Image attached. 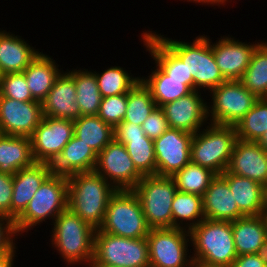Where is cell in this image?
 <instances>
[{
	"mask_svg": "<svg viewBox=\"0 0 267 267\" xmlns=\"http://www.w3.org/2000/svg\"><path fill=\"white\" fill-rule=\"evenodd\" d=\"M87 265L88 266H86V267H112V266H107V265L98 263V262L94 261L93 259Z\"/></svg>",
	"mask_w": 267,
	"mask_h": 267,
	"instance_id": "cell-49",
	"label": "cell"
},
{
	"mask_svg": "<svg viewBox=\"0 0 267 267\" xmlns=\"http://www.w3.org/2000/svg\"><path fill=\"white\" fill-rule=\"evenodd\" d=\"M50 232L52 248L58 252L65 264L86 266L94 253L96 230L69 208L62 211L53 221Z\"/></svg>",
	"mask_w": 267,
	"mask_h": 267,
	"instance_id": "cell-3",
	"label": "cell"
},
{
	"mask_svg": "<svg viewBox=\"0 0 267 267\" xmlns=\"http://www.w3.org/2000/svg\"><path fill=\"white\" fill-rule=\"evenodd\" d=\"M262 215L267 218V184L262 187Z\"/></svg>",
	"mask_w": 267,
	"mask_h": 267,
	"instance_id": "cell-46",
	"label": "cell"
},
{
	"mask_svg": "<svg viewBox=\"0 0 267 267\" xmlns=\"http://www.w3.org/2000/svg\"><path fill=\"white\" fill-rule=\"evenodd\" d=\"M226 171L267 184V152L257 142L237 139Z\"/></svg>",
	"mask_w": 267,
	"mask_h": 267,
	"instance_id": "cell-19",
	"label": "cell"
},
{
	"mask_svg": "<svg viewBox=\"0 0 267 267\" xmlns=\"http://www.w3.org/2000/svg\"><path fill=\"white\" fill-rule=\"evenodd\" d=\"M189 232L194 266L230 267L237 258L232 222L204 219Z\"/></svg>",
	"mask_w": 267,
	"mask_h": 267,
	"instance_id": "cell-2",
	"label": "cell"
},
{
	"mask_svg": "<svg viewBox=\"0 0 267 267\" xmlns=\"http://www.w3.org/2000/svg\"><path fill=\"white\" fill-rule=\"evenodd\" d=\"M44 116L76 120L81 117L80 107L76 102V87L72 70H64L57 77L52 89L41 102Z\"/></svg>",
	"mask_w": 267,
	"mask_h": 267,
	"instance_id": "cell-20",
	"label": "cell"
},
{
	"mask_svg": "<svg viewBox=\"0 0 267 267\" xmlns=\"http://www.w3.org/2000/svg\"><path fill=\"white\" fill-rule=\"evenodd\" d=\"M156 35L186 64L193 78L194 90L210 92L227 81L217 66L209 36L203 34L196 36L193 42H185L161 33Z\"/></svg>",
	"mask_w": 267,
	"mask_h": 267,
	"instance_id": "cell-4",
	"label": "cell"
},
{
	"mask_svg": "<svg viewBox=\"0 0 267 267\" xmlns=\"http://www.w3.org/2000/svg\"><path fill=\"white\" fill-rule=\"evenodd\" d=\"M204 219L202 196L177 191L172 203V228L190 231Z\"/></svg>",
	"mask_w": 267,
	"mask_h": 267,
	"instance_id": "cell-32",
	"label": "cell"
},
{
	"mask_svg": "<svg viewBox=\"0 0 267 267\" xmlns=\"http://www.w3.org/2000/svg\"><path fill=\"white\" fill-rule=\"evenodd\" d=\"M13 176L0 172V215L11 219Z\"/></svg>",
	"mask_w": 267,
	"mask_h": 267,
	"instance_id": "cell-43",
	"label": "cell"
},
{
	"mask_svg": "<svg viewBox=\"0 0 267 267\" xmlns=\"http://www.w3.org/2000/svg\"><path fill=\"white\" fill-rule=\"evenodd\" d=\"M73 136V120L43 115L30 137L34 160L52 164Z\"/></svg>",
	"mask_w": 267,
	"mask_h": 267,
	"instance_id": "cell-12",
	"label": "cell"
},
{
	"mask_svg": "<svg viewBox=\"0 0 267 267\" xmlns=\"http://www.w3.org/2000/svg\"><path fill=\"white\" fill-rule=\"evenodd\" d=\"M54 58L44 54L43 51L22 72L26 78L32 97L42 102L52 89L57 77L63 70L59 69Z\"/></svg>",
	"mask_w": 267,
	"mask_h": 267,
	"instance_id": "cell-27",
	"label": "cell"
},
{
	"mask_svg": "<svg viewBox=\"0 0 267 267\" xmlns=\"http://www.w3.org/2000/svg\"><path fill=\"white\" fill-rule=\"evenodd\" d=\"M82 69H73L76 102L80 107L82 116L98 115L102 96L98 89L95 74L91 70Z\"/></svg>",
	"mask_w": 267,
	"mask_h": 267,
	"instance_id": "cell-33",
	"label": "cell"
},
{
	"mask_svg": "<svg viewBox=\"0 0 267 267\" xmlns=\"http://www.w3.org/2000/svg\"><path fill=\"white\" fill-rule=\"evenodd\" d=\"M1 29V28H0ZM40 51L22 36L0 30V74L22 73Z\"/></svg>",
	"mask_w": 267,
	"mask_h": 267,
	"instance_id": "cell-24",
	"label": "cell"
},
{
	"mask_svg": "<svg viewBox=\"0 0 267 267\" xmlns=\"http://www.w3.org/2000/svg\"><path fill=\"white\" fill-rule=\"evenodd\" d=\"M114 139L125 145L136 169L143 176L157 175L154 141L145 135L141 125L119 123L114 128Z\"/></svg>",
	"mask_w": 267,
	"mask_h": 267,
	"instance_id": "cell-17",
	"label": "cell"
},
{
	"mask_svg": "<svg viewBox=\"0 0 267 267\" xmlns=\"http://www.w3.org/2000/svg\"><path fill=\"white\" fill-rule=\"evenodd\" d=\"M194 90L188 95L161 106L170 128L195 134L209 122L207 118V99Z\"/></svg>",
	"mask_w": 267,
	"mask_h": 267,
	"instance_id": "cell-16",
	"label": "cell"
},
{
	"mask_svg": "<svg viewBox=\"0 0 267 267\" xmlns=\"http://www.w3.org/2000/svg\"><path fill=\"white\" fill-rule=\"evenodd\" d=\"M42 117L41 102H23L0 95V129L3 135L30 138Z\"/></svg>",
	"mask_w": 267,
	"mask_h": 267,
	"instance_id": "cell-15",
	"label": "cell"
},
{
	"mask_svg": "<svg viewBox=\"0 0 267 267\" xmlns=\"http://www.w3.org/2000/svg\"><path fill=\"white\" fill-rule=\"evenodd\" d=\"M216 175L211 169L190 161L183 169L176 172L172 178L175 181L177 191L203 196Z\"/></svg>",
	"mask_w": 267,
	"mask_h": 267,
	"instance_id": "cell-36",
	"label": "cell"
},
{
	"mask_svg": "<svg viewBox=\"0 0 267 267\" xmlns=\"http://www.w3.org/2000/svg\"><path fill=\"white\" fill-rule=\"evenodd\" d=\"M31 140L28 137L0 135V172L14 175L33 165Z\"/></svg>",
	"mask_w": 267,
	"mask_h": 267,
	"instance_id": "cell-28",
	"label": "cell"
},
{
	"mask_svg": "<svg viewBox=\"0 0 267 267\" xmlns=\"http://www.w3.org/2000/svg\"><path fill=\"white\" fill-rule=\"evenodd\" d=\"M68 208V178L51 174L34 194L25 210L14 221L18 236L52 219Z\"/></svg>",
	"mask_w": 267,
	"mask_h": 267,
	"instance_id": "cell-5",
	"label": "cell"
},
{
	"mask_svg": "<svg viewBox=\"0 0 267 267\" xmlns=\"http://www.w3.org/2000/svg\"><path fill=\"white\" fill-rule=\"evenodd\" d=\"M194 134L169 128L154 140L157 175L172 177L191 161Z\"/></svg>",
	"mask_w": 267,
	"mask_h": 267,
	"instance_id": "cell-14",
	"label": "cell"
},
{
	"mask_svg": "<svg viewBox=\"0 0 267 267\" xmlns=\"http://www.w3.org/2000/svg\"><path fill=\"white\" fill-rule=\"evenodd\" d=\"M0 95L19 101H36L28 88L23 73H6L1 75Z\"/></svg>",
	"mask_w": 267,
	"mask_h": 267,
	"instance_id": "cell-39",
	"label": "cell"
},
{
	"mask_svg": "<svg viewBox=\"0 0 267 267\" xmlns=\"http://www.w3.org/2000/svg\"><path fill=\"white\" fill-rule=\"evenodd\" d=\"M236 141L234 126L208 123L192 138L191 162L222 174L228 167Z\"/></svg>",
	"mask_w": 267,
	"mask_h": 267,
	"instance_id": "cell-7",
	"label": "cell"
},
{
	"mask_svg": "<svg viewBox=\"0 0 267 267\" xmlns=\"http://www.w3.org/2000/svg\"><path fill=\"white\" fill-rule=\"evenodd\" d=\"M250 92L260 98H267V42L257 46L250 63L239 80Z\"/></svg>",
	"mask_w": 267,
	"mask_h": 267,
	"instance_id": "cell-34",
	"label": "cell"
},
{
	"mask_svg": "<svg viewBox=\"0 0 267 267\" xmlns=\"http://www.w3.org/2000/svg\"><path fill=\"white\" fill-rule=\"evenodd\" d=\"M221 175L228 182L234 201L244 216L262 215V184L227 171Z\"/></svg>",
	"mask_w": 267,
	"mask_h": 267,
	"instance_id": "cell-29",
	"label": "cell"
},
{
	"mask_svg": "<svg viewBox=\"0 0 267 267\" xmlns=\"http://www.w3.org/2000/svg\"><path fill=\"white\" fill-rule=\"evenodd\" d=\"M93 260L112 267H150L147 240L115 236L98 229Z\"/></svg>",
	"mask_w": 267,
	"mask_h": 267,
	"instance_id": "cell-10",
	"label": "cell"
},
{
	"mask_svg": "<svg viewBox=\"0 0 267 267\" xmlns=\"http://www.w3.org/2000/svg\"><path fill=\"white\" fill-rule=\"evenodd\" d=\"M98 154L92 147L73 136L51 164L53 174L71 175L77 172L94 171Z\"/></svg>",
	"mask_w": 267,
	"mask_h": 267,
	"instance_id": "cell-26",
	"label": "cell"
},
{
	"mask_svg": "<svg viewBox=\"0 0 267 267\" xmlns=\"http://www.w3.org/2000/svg\"><path fill=\"white\" fill-rule=\"evenodd\" d=\"M257 143L267 152V130L266 132L259 138Z\"/></svg>",
	"mask_w": 267,
	"mask_h": 267,
	"instance_id": "cell-48",
	"label": "cell"
},
{
	"mask_svg": "<svg viewBox=\"0 0 267 267\" xmlns=\"http://www.w3.org/2000/svg\"><path fill=\"white\" fill-rule=\"evenodd\" d=\"M125 68L120 66H110L102 72H94L99 92L102 98L128 93L140 80V76H132Z\"/></svg>",
	"mask_w": 267,
	"mask_h": 267,
	"instance_id": "cell-35",
	"label": "cell"
},
{
	"mask_svg": "<svg viewBox=\"0 0 267 267\" xmlns=\"http://www.w3.org/2000/svg\"><path fill=\"white\" fill-rule=\"evenodd\" d=\"M157 107L149 89L141 80L127 93V109L122 122L143 124L144 120Z\"/></svg>",
	"mask_w": 267,
	"mask_h": 267,
	"instance_id": "cell-38",
	"label": "cell"
},
{
	"mask_svg": "<svg viewBox=\"0 0 267 267\" xmlns=\"http://www.w3.org/2000/svg\"><path fill=\"white\" fill-rule=\"evenodd\" d=\"M208 96L212 98L207 102L208 122L227 126H235L259 99L239 80L221 83Z\"/></svg>",
	"mask_w": 267,
	"mask_h": 267,
	"instance_id": "cell-9",
	"label": "cell"
},
{
	"mask_svg": "<svg viewBox=\"0 0 267 267\" xmlns=\"http://www.w3.org/2000/svg\"><path fill=\"white\" fill-rule=\"evenodd\" d=\"M169 128L168 121L161 107H156L142 124L145 135L153 141Z\"/></svg>",
	"mask_w": 267,
	"mask_h": 267,
	"instance_id": "cell-41",
	"label": "cell"
},
{
	"mask_svg": "<svg viewBox=\"0 0 267 267\" xmlns=\"http://www.w3.org/2000/svg\"><path fill=\"white\" fill-rule=\"evenodd\" d=\"M230 267H267V255L266 253L239 255Z\"/></svg>",
	"mask_w": 267,
	"mask_h": 267,
	"instance_id": "cell-44",
	"label": "cell"
},
{
	"mask_svg": "<svg viewBox=\"0 0 267 267\" xmlns=\"http://www.w3.org/2000/svg\"><path fill=\"white\" fill-rule=\"evenodd\" d=\"M237 139L257 142L267 130V98H260L235 124Z\"/></svg>",
	"mask_w": 267,
	"mask_h": 267,
	"instance_id": "cell-37",
	"label": "cell"
},
{
	"mask_svg": "<svg viewBox=\"0 0 267 267\" xmlns=\"http://www.w3.org/2000/svg\"><path fill=\"white\" fill-rule=\"evenodd\" d=\"M141 41L157 65L166 75L176 80H187V86L194 91L192 75L186 64L156 35L155 31H143Z\"/></svg>",
	"mask_w": 267,
	"mask_h": 267,
	"instance_id": "cell-25",
	"label": "cell"
},
{
	"mask_svg": "<svg viewBox=\"0 0 267 267\" xmlns=\"http://www.w3.org/2000/svg\"><path fill=\"white\" fill-rule=\"evenodd\" d=\"M154 67L150 75L148 74L147 77H140V80L149 89L157 107L180 99L192 92L187 86V80L172 79L157 65Z\"/></svg>",
	"mask_w": 267,
	"mask_h": 267,
	"instance_id": "cell-30",
	"label": "cell"
},
{
	"mask_svg": "<svg viewBox=\"0 0 267 267\" xmlns=\"http://www.w3.org/2000/svg\"><path fill=\"white\" fill-rule=\"evenodd\" d=\"M262 41L242 42L231 36H223L212 42L211 47L217 66L226 80H240L247 69L253 52Z\"/></svg>",
	"mask_w": 267,
	"mask_h": 267,
	"instance_id": "cell-18",
	"label": "cell"
},
{
	"mask_svg": "<svg viewBox=\"0 0 267 267\" xmlns=\"http://www.w3.org/2000/svg\"><path fill=\"white\" fill-rule=\"evenodd\" d=\"M205 219L233 222L244 215L239 211L228 182L217 174L202 196Z\"/></svg>",
	"mask_w": 267,
	"mask_h": 267,
	"instance_id": "cell-22",
	"label": "cell"
},
{
	"mask_svg": "<svg viewBox=\"0 0 267 267\" xmlns=\"http://www.w3.org/2000/svg\"><path fill=\"white\" fill-rule=\"evenodd\" d=\"M68 178V208L95 230L100 229L107 204L117 189L95 170Z\"/></svg>",
	"mask_w": 267,
	"mask_h": 267,
	"instance_id": "cell-1",
	"label": "cell"
},
{
	"mask_svg": "<svg viewBox=\"0 0 267 267\" xmlns=\"http://www.w3.org/2000/svg\"><path fill=\"white\" fill-rule=\"evenodd\" d=\"M182 1V0H181ZM187 2H195L196 3H200L201 5L203 4L205 6L206 5H210V6H219L220 7V0H184Z\"/></svg>",
	"mask_w": 267,
	"mask_h": 267,
	"instance_id": "cell-47",
	"label": "cell"
},
{
	"mask_svg": "<svg viewBox=\"0 0 267 267\" xmlns=\"http://www.w3.org/2000/svg\"><path fill=\"white\" fill-rule=\"evenodd\" d=\"M51 174V164L35 162L13 175L11 200V219L13 221L25 210L34 194Z\"/></svg>",
	"mask_w": 267,
	"mask_h": 267,
	"instance_id": "cell-21",
	"label": "cell"
},
{
	"mask_svg": "<svg viewBox=\"0 0 267 267\" xmlns=\"http://www.w3.org/2000/svg\"><path fill=\"white\" fill-rule=\"evenodd\" d=\"M17 236L14 221L0 215V254L6 253L17 246L15 243L17 242L16 238L18 239Z\"/></svg>",
	"mask_w": 267,
	"mask_h": 267,
	"instance_id": "cell-42",
	"label": "cell"
},
{
	"mask_svg": "<svg viewBox=\"0 0 267 267\" xmlns=\"http://www.w3.org/2000/svg\"><path fill=\"white\" fill-rule=\"evenodd\" d=\"M74 136L99 154L114 139V128L98 115L81 116L73 121Z\"/></svg>",
	"mask_w": 267,
	"mask_h": 267,
	"instance_id": "cell-31",
	"label": "cell"
},
{
	"mask_svg": "<svg viewBox=\"0 0 267 267\" xmlns=\"http://www.w3.org/2000/svg\"><path fill=\"white\" fill-rule=\"evenodd\" d=\"M127 93L104 97L101 100L98 116L108 125L115 128L125 117Z\"/></svg>",
	"mask_w": 267,
	"mask_h": 267,
	"instance_id": "cell-40",
	"label": "cell"
},
{
	"mask_svg": "<svg viewBox=\"0 0 267 267\" xmlns=\"http://www.w3.org/2000/svg\"><path fill=\"white\" fill-rule=\"evenodd\" d=\"M16 246L3 254H0V267H14V259H16L15 257H18L16 254Z\"/></svg>",
	"mask_w": 267,
	"mask_h": 267,
	"instance_id": "cell-45",
	"label": "cell"
},
{
	"mask_svg": "<svg viewBox=\"0 0 267 267\" xmlns=\"http://www.w3.org/2000/svg\"><path fill=\"white\" fill-rule=\"evenodd\" d=\"M232 232L237 256L266 253L267 218L243 216L232 222Z\"/></svg>",
	"mask_w": 267,
	"mask_h": 267,
	"instance_id": "cell-23",
	"label": "cell"
},
{
	"mask_svg": "<svg viewBox=\"0 0 267 267\" xmlns=\"http://www.w3.org/2000/svg\"><path fill=\"white\" fill-rule=\"evenodd\" d=\"M230 2L229 0H220V6L226 5V3Z\"/></svg>",
	"mask_w": 267,
	"mask_h": 267,
	"instance_id": "cell-50",
	"label": "cell"
},
{
	"mask_svg": "<svg viewBox=\"0 0 267 267\" xmlns=\"http://www.w3.org/2000/svg\"><path fill=\"white\" fill-rule=\"evenodd\" d=\"M95 171L117 190L133 189L143 177L136 169L125 145L115 139L98 154Z\"/></svg>",
	"mask_w": 267,
	"mask_h": 267,
	"instance_id": "cell-13",
	"label": "cell"
},
{
	"mask_svg": "<svg viewBox=\"0 0 267 267\" xmlns=\"http://www.w3.org/2000/svg\"><path fill=\"white\" fill-rule=\"evenodd\" d=\"M146 240L150 267H194L192 256L188 255L191 244L188 230L175 227L150 229Z\"/></svg>",
	"mask_w": 267,
	"mask_h": 267,
	"instance_id": "cell-11",
	"label": "cell"
},
{
	"mask_svg": "<svg viewBox=\"0 0 267 267\" xmlns=\"http://www.w3.org/2000/svg\"><path fill=\"white\" fill-rule=\"evenodd\" d=\"M132 190L141 202L150 229L172 228V203L177 192L172 177L143 176Z\"/></svg>",
	"mask_w": 267,
	"mask_h": 267,
	"instance_id": "cell-8",
	"label": "cell"
},
{
	"mask_svg": "<svg viewBox=\"0 0 267 267\" xmlns=\"http://www.w3.org/2000/svg\"><path fill=\"white\" fill-rule=\"evenodd\" d=\"M99 230L130 239L148 236L150 228L141 202L132 189L117 190L113 194Z\"/></svg>",
	"mask_w": 267,
	"mask_h": 267,
	"instance_id": "cell-6",
	"label": "cell"
}]
</instances>
